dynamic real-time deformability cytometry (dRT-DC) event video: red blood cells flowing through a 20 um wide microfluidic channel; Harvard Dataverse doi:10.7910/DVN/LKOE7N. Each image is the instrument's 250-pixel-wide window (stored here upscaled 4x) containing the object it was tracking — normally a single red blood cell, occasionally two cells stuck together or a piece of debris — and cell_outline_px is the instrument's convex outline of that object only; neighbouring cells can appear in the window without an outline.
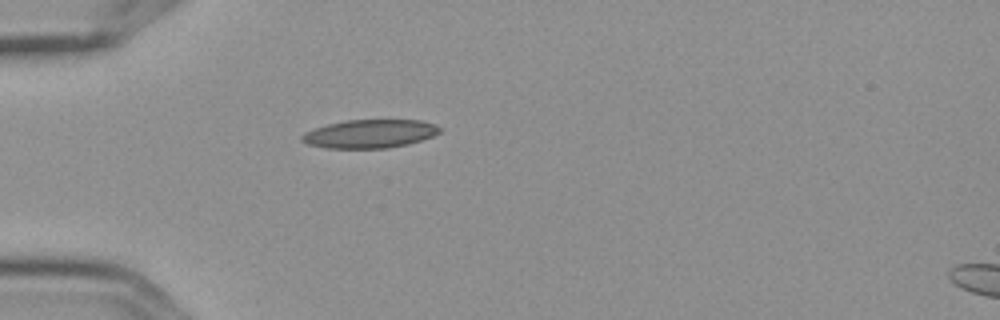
{"species": "Egyptian fruit bat (a non-hibernating species)", "species_latin": "Rousettus aegyptiacus", "temperature_condition": "cold", "stored_images_in_passage": 5, "camera_frame_rate_fps": 3000, "um_per_image_px": 0.085, "frame": {"image": 1, "passage_image": 5, "time_ms": 1.333, "image_size_px": [1000, 320], "cell_outline_px": [[440, 132], [432, 136], [408, 144], [388, 148], [328, 148], [308, 144], [300, 140], [300, 136], [304, 132], [328, 124], [344, 120], [420, 120], [436, 124], [440, 128]], "centroid_in_image_um": [31.42, 11.37], "position_along_channel_um": 53.6, "area_um2": 22.77}}